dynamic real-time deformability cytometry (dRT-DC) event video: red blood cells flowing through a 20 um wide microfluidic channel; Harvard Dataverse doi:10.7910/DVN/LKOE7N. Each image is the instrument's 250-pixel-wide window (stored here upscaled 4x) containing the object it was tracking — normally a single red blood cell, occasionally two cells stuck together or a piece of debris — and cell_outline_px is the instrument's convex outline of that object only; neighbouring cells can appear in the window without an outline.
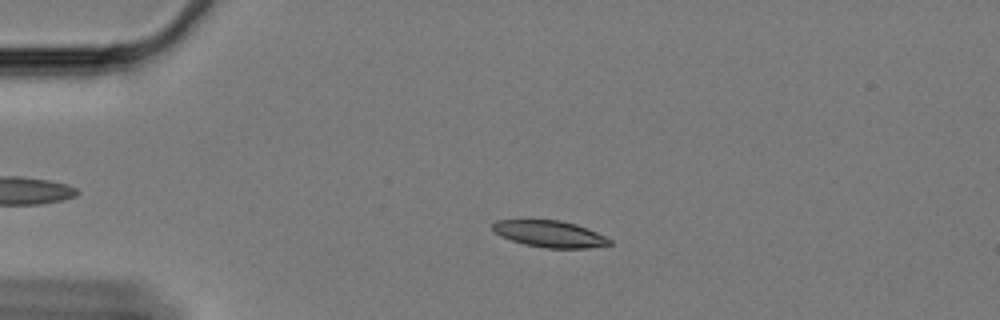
{"species": "Egyptian fruit bat (a non-hibernating species)", "species_latin": "Rousettus aegyptiacus", "temperature_condition": "cold", "stored_images_in_passage": 61, "camera_frame_rate_fps": 3000, "um_per_image_px": 0.085, "animal": {"sex": "female"}, "frame": {"image": 1, "passage_image": 14, "time_ms": 4.333, "image_size_px": [1000, 320], "cell_outline_px": [[612, 244], [588, 248], [544, 248], [524, 244], [500, 236], [492, 228], [492, 224], [496, 220], [560, 220], [576, 224], [588, 228], [612, 240]], "centroid_in_image_um": [46.74, 19.88], "position_along_channel_um": 38.3, "area_um2": 18.09}}
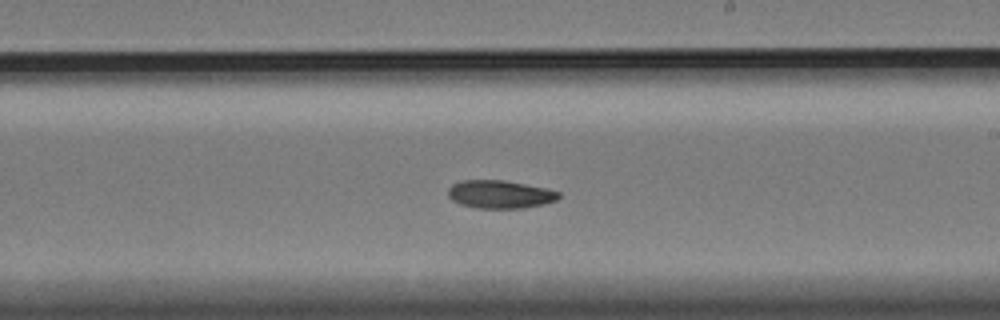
{"frame": {"image": 2, "passage_image": 36, "time_ms": 11.667, "image_size_px": [1000, 320], "cell_outline_px": [[560, 196], [556, 200], [544, 204], [524, 208], [476, 208], [460, 204], [452, 200], [448, 196], [448, 188], [452, 184], [460, 180], [504, 180], [548, 188], [560, 192]], "centroid_in_image_um": [42.5, 16.51], "position_along_channel_um": 246.5, "area_um2": 18.26}}
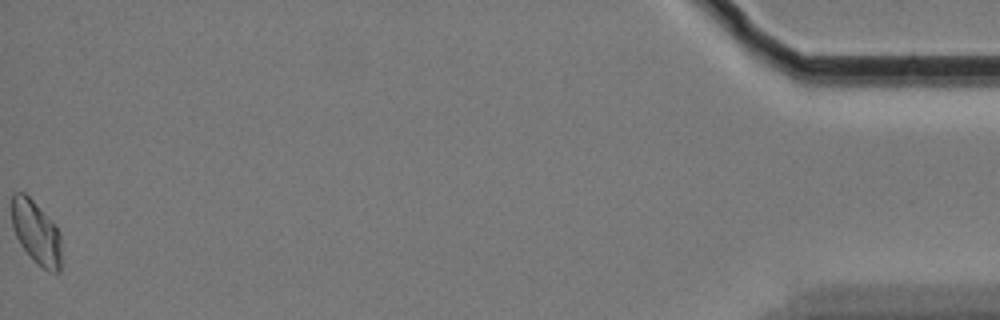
{"frame": {"image": 3, "passage_image": 61, "time_ms": 20.0, "image_size_px": [1000, 320], "cell_outline_px": [[60, 272], [48, 272], [36, 264], [32, 260], [20, 244], [12, 228], [12, 196], [16, 192], [24, 192], [56, 224], [60, 232]], "centroid_in_image_um": [3.08, 19.79], "position_along_channel_um": 432.1, "area_um2": 18.5}}